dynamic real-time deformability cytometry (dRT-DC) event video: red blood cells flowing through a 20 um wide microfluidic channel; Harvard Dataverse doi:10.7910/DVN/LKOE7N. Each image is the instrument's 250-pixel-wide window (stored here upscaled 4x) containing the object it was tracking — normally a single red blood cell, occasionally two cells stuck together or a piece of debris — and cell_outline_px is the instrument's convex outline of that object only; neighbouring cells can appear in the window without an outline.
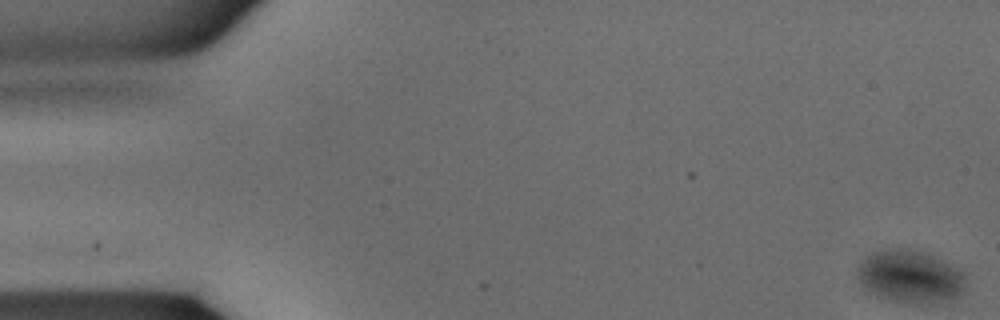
{"species": "common noctule bat (a hibernating species)", "species_latin": "Nyctalus noctula", "temperature_condition": "warm", "stored_images_in_passage": 37, "camera_frame_rate_fps": 3000, "um_per_image_px": 0.085, "animal": {"sex": "male", "body_mass_g": 15.6}, "frame": {"image": 1, "passage_image": 1, "time_ms": 0.0, "image_size_px": [1000, 320], "cell_outline_px": [[964, 292], [956, 296], [932, 304], [904, 304], [876, 296], [864, 292], [856, 276], [856, 268], [864, 256], [872, 252], [900, 248], [912, 248], [924, 252], [964, 272]], "centroid_in_image_um": [77.27, 23.53], "position_along_channel_um": 7.7, "area_um2": 33.81}}
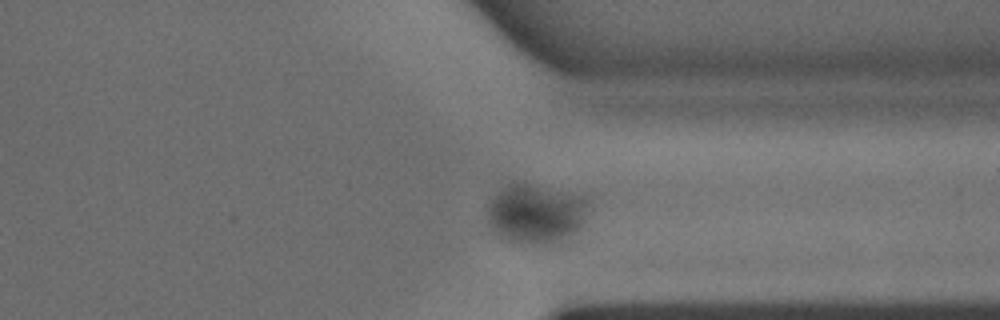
{"frame": {"image": 2, "passage_image": 28, "time_ms": 9.0, "image_size_px": [1000, 320], "cell_outline_px": [[588, 200], [584, 220], [572, 232], [556, 240], [524, 244], [520, 244], [508, 240], [496, 228], [488, 212], [488, 204], [496, 192], [512, 180], [580, 196]], "centroid_in_image_um": [45.5, 18.09], "position_along_channel_um": 365.9, "area_um2": 33.18}}
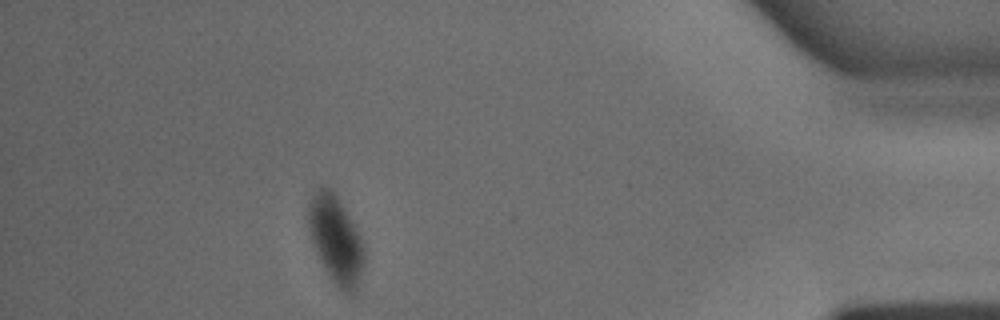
{"frame": {"image": 3, "passage_image": 33, "time_ms": 10.667, "image_size_px": [1000, 320], "cell_outline_px": [[364, 264], [356, 288], [352, 292], [344, 292], [332, 280], [324, 268], [320, 260], [312, 240], [308, 224], [308, 204], [312, 196], [320, 188], [332, 188], [340, 200], [356, 228], [364, 244]], "centroid_in_image_um": [28.55, 20.34], "position_along_channel_um": 406.7, "area_um2": 27.86}}